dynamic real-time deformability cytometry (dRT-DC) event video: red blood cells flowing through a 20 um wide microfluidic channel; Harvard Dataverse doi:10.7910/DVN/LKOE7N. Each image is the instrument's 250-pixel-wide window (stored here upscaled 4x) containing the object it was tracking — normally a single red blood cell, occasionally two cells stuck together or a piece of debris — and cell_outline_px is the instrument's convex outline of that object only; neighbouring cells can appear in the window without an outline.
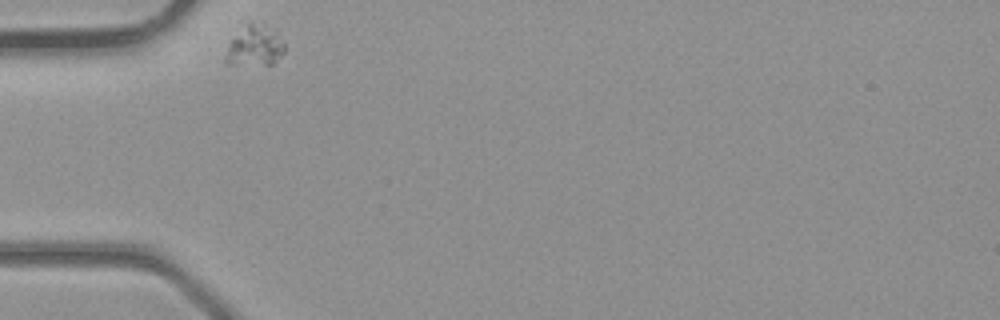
{"species": "common noctule bat (a hibernating species)", "species_latin": "Nyctalus noctula", "temperature_condition": "room temperature", "stored_images_in_passage": 23, "camera_frame_rate_fps": 3000, "um_per_image_px": 0.085, "animal": {"sex": "male", "body_mass_g": 23.1, "forearm_length_mm": 52.7}, "frame": {"image": 1, "passage_image": 1, "time_ms": 0.0, "image_size_px": [1000, 320], "cell_outline_px": [[284, 52], [272, 64], [228, 64], [224, 60], [228, 48], [232, 40], [252, 20], [264, 20], [276, 28], [284, 44]], "centroid_in_image_um": [21.73, 3.82], "position_along_channel_um": 63.3, "area_um2": 14.1}}
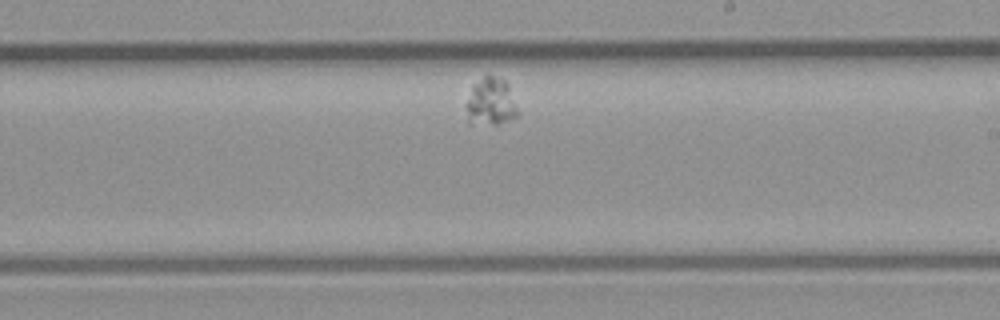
{"frame": {"image": 2, "passage_image": 14, "time_ms": 4.333, "image_size_px": [1000, 320], "cell_outline_px": [[520, 112], [516, 116], [508, 120], [496, 124], [468, 124], [464, 104], [472, 84], [488, 72], [504, 80], [508, 84]], "centroid_in_image_um": [41.67, 8.63], "position_along_channel_um": 247.3, "area_um2": 14.97}}
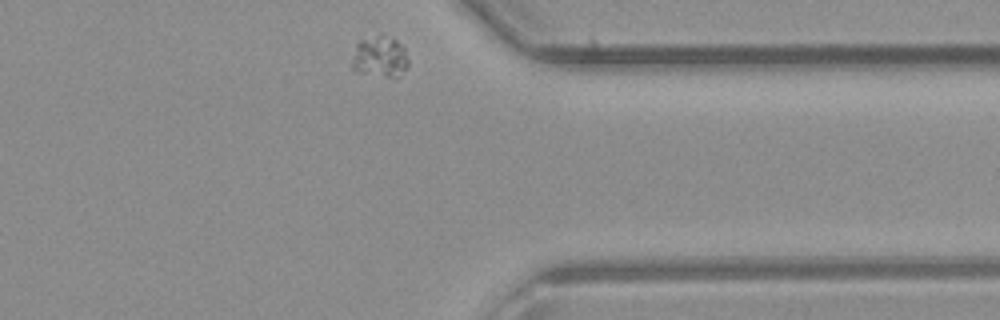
{"frame": {"image": 3, "passage_image": 23, "time_ms": 7.333, "image_size_px": [1000, 320], "cell_outline_px": [[408, 64], [400, 76], [384, 76], [360, 72], [352, 68], [352, 60], [356, 44], [360, 40], [380, 32], [384, 32], [396, 40], [404, 48], [408, 60]], "centroid_in_image_um": [32.29, 4.76], "position_along_channel_um": 379.1, "area_um2": 13.64}}